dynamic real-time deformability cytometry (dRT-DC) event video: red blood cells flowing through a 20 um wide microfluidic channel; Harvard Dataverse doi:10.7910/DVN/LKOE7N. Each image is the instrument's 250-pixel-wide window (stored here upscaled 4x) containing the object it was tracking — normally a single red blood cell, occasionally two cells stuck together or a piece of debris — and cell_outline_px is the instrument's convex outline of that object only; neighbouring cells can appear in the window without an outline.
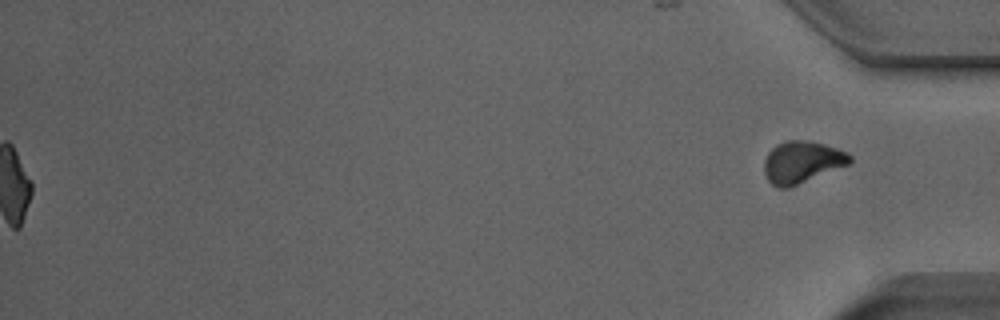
{"species": "Egyptian fruit bat (a non-hibernating species)", "species_latin": "Rousettus aegyptiacus", "temperature_condition": "room temperature", "stored_images_in_passage": 48, "segment_of_instrument_passage": [2, 2], "camera_frame_rate_fps": 3000, "um_per_image_px": 0.085, "animal": {"sex": "male"}, "frame": {"image": 1, "passage_image": 48, "time_ms": 15.667, "image_size_px": [1000, 320], "cell_outline_px": [[852, 164], [788, 188], [776, 188], [768, 180], [764, 172], [764, 160], [768, 152], [776, 144], [788, 140], [808, 140], [824, 144], [848, 152], [852, 156]], "centroid_in_image_um": [68.19, 13.78], "position_along_channel_um": 367.0, "area_um2": 21.27}}